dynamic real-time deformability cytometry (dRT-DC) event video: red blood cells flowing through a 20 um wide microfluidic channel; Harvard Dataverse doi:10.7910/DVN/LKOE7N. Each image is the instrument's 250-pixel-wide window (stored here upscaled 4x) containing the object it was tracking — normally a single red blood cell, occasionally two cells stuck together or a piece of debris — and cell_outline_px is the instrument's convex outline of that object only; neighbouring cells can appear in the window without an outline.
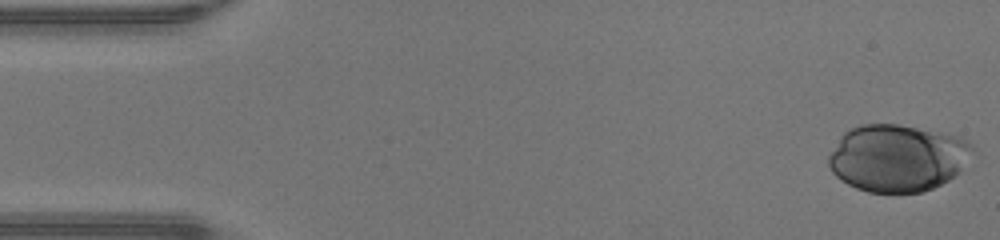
{"species": "human", "species_latin": "Homo sapiens", "temperature_condition": "warm", "stored_images_in_passage": 47, "camera_frame_rate_fps": 3000, "um_per_image_px": 0.085, "donor": {"sex": "male"}, "frame": {"image": 1, "passage_image": 1, "time_ms": 0.0, "image_size_px": [1000, 240], "cell_outline_px": [[976, 148], [956, 172], [948, 180], [932, 188], [920, 192], [868, 192], [856, 188], [840, 180], [832, 172], [828, 164], [828, 156], [840, 136], [844, 132], [860, 124], [900, 124], [960, 136], [968, 140]], "centroid_in_image_um": [76.25, 13.41], "position_along_channel_um": 8.7, "area_um2": 56.12}}
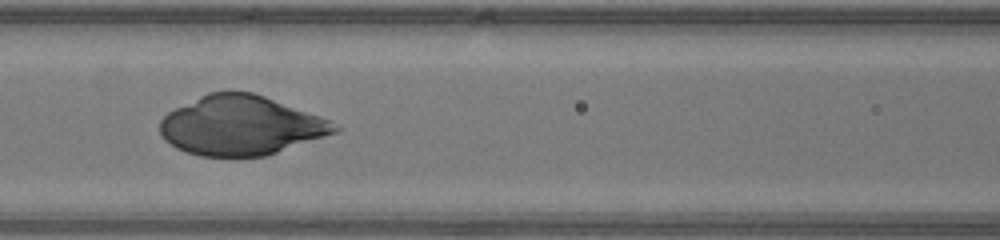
{"frame": {"image": 2, "passage_image": 20, "time_ms": 6.333, "image_size_px": [1000, 240], "cell_outline_px": [[344, 128], [336, 132], [268, 156], [200, 156], [176, 148], [164, 140], [160, 132], [160, 120], [168, 112], [208, 92], [252, 92], [264, 96], [320, 116]], "centroid_in_image_um": [20.47, 10.68], "position_along_channel_um": 146.1, "area_um2": 60.05}}
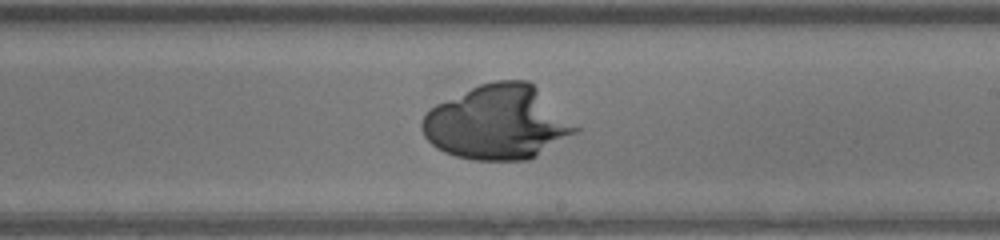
{"frame": {"image": 3, "passage_image": 27, "time_ms": 8.667, "image_size_px": [1000, 240], "cell_outline_px": [[580, 128], [576, 132], [536, 156], [528, 160], [472, 160], [456, 156], [444, 152], [436, 148], [424, 136], [420, 128], [420, 120], [436, 104], [480, 84], [496, 80], [528, 80]], "centroid_in_image_um": [42.25, 10.42], "position_along_channel_um": 246.7, "area_um2": 65.78}}